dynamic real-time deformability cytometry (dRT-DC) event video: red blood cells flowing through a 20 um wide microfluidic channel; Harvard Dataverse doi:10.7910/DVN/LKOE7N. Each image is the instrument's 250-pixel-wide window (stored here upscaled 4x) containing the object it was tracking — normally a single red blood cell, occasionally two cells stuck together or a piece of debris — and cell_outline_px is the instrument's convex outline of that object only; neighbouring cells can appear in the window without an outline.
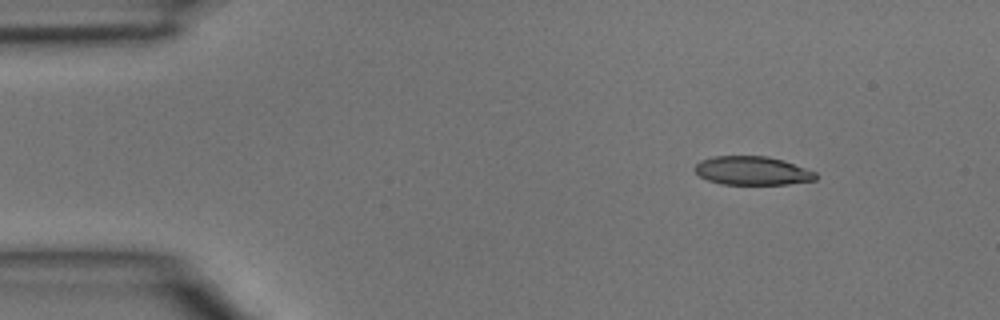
{"species": "common noctule bat (a hibernating species)", "species_latin": "Nyctalus noctula", "temperature_condition": "room temperature", "stored_images_in_passage": 42, "camera_frame_rate_fps": 3000, "um_per_image_px": 0.085, "animal": {"sex": "male", "body_mass_g": 15.6}, "frame": {"image": 1, "passage_image": 1, "time_ms": 0.0, "image_size_px": [1000, 320], "cell_outline_px": [[816, 180], [788, 184], [720, 184], [708, 180], [700, 176], [692, 168], [700, 160], [712, 156], [768, 156], [784, 160], [816, 172]], "centroid_in_image_um": [63.92, 14.5], "position_along_channel_um": 21.1, "area_um2": 20.29}}
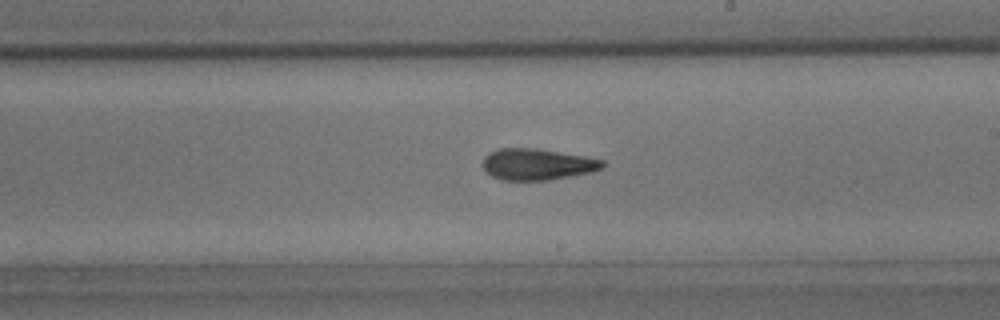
{"frame": {"image": 2, "passage_image": 22, "time_ms": 7.0, "image_size_px": [1000, 320], "cell_outline_px": [[604, 168], [592, 172], [548, 180], [500, 180], [484, 172], [484, 156], [488, 152], [500, 148], [536, 148], [584, 156], [604, 160]], "centroid_in_image_um": [45.65, 13.97], "position_along_channel_um": 243.3, "area_um2": 21.96}}
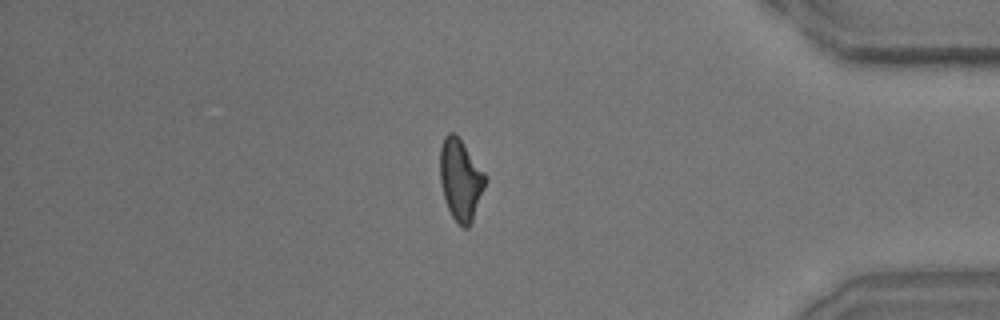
{"frame": {"image": 3, "passage_image": 35, "time_ms": 11.333, "image_size_px": [1000, 320], "cell_outline_px": [[488, 180], [472, 220], [468, 228], [464, 228], [452, 216], [444, 200], [440, 180], [440, 148], [444, 136], [448, 132], [456, 132], [484, 172]], "centroid_in_image_um": [39.14, 15.23], "position_along_channel_um": 396.1, "area_um2": 21.5}}